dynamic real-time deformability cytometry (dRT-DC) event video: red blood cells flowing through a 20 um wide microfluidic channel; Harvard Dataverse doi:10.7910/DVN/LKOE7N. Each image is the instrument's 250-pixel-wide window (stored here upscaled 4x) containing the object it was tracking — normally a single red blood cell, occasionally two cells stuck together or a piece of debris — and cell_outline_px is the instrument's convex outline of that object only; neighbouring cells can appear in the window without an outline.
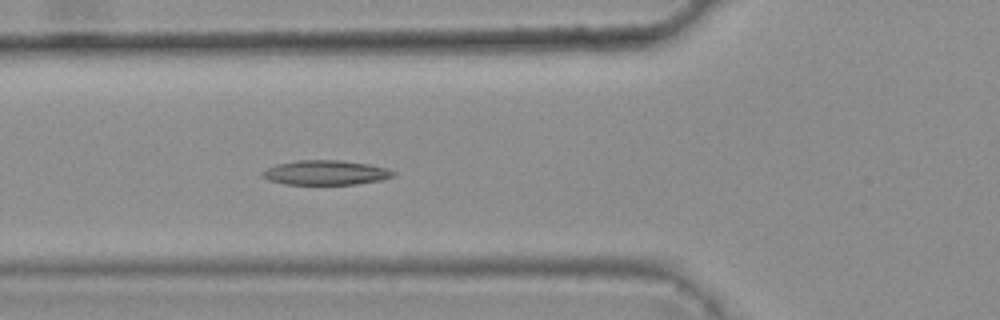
{"species": "common noctule bat (a hibernating species)", "species_latin": "Nyctalus noctula", "temperature_condition": "warm", "stored_images_in_passage": 6, "camera_frame_rate_fps": 3000, "um_per_image_px": 0.085, "animal": {"sex": "female", "body_mass_g": 25.1}, "frame": {"image": 1, "passage_image": 6, "time_ms": 1.667, "image_size_px": [1000, 320], "cell_outline_px": [[396, 176], [380, 180], [356, 184], [284, 184], [268, 180], [260, 176], [260, 172], [276, 164], [296, 160], [340, 160], [368, 164], [384, 168], [396, 172]], "centroid_in_image_um": [27.64, 14.67], "position_along_channel_um": 98.2, "area_um2": 18.79}}